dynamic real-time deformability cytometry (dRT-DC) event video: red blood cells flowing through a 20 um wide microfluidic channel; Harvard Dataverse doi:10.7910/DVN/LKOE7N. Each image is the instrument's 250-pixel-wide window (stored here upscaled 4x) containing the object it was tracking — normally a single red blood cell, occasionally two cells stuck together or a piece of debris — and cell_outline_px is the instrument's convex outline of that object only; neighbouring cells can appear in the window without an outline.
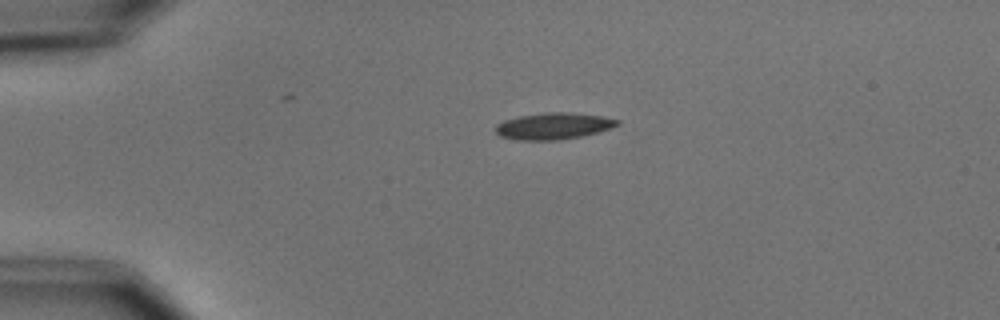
{"species": "common noctule bat (a hibernating species)", "species_latin": "Nyctalus noctula", "temperature_condition": "cold", "stored_images_in_passage": 2, "camera_frame_rate_fps": 3000, "um_per_image_px": 0.085, "animal": {"sex": "male", "body_mass_g": 15.6}, "frame": {"image": 1, "passage_image": 1, "time_ms": 0.0, "image_size_px": [1000, 320], "cell_outline_px": [[620, 124], [596, 132], [580, 136], [560, 140], [516, 140], [500, 136], [496, 132], [496, 124], [504, 120], [520, 116], [544, 112], [568, 112], [604, 116], [620, 120]], "centroid_in_image_um": [47.03, 10.71], "position_along_channel_um": 38.0, "area_um2": 18.79}}